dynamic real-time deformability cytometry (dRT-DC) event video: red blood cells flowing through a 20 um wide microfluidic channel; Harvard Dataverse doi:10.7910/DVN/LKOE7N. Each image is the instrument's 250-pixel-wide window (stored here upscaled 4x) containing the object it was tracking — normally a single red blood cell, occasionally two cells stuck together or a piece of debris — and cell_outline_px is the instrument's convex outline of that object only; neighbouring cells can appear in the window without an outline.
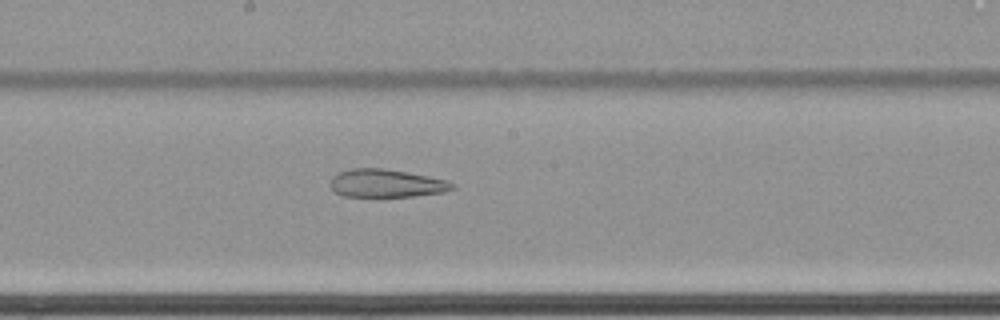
{"species": "common noctule bat (a hibernating species)", "species_latin": "Nyctalus noctula", "temperature_condition": "cold", "stored_images_in_passage": 47, "camera_frame_rate_fps": 3000, "um_per_image_px": 0.085, "animal": {"sex": "female", "body_mass_g": 22.7, "forearm_length_mm": 54.2}, "frame": {"image": 1, "passage_image": 24, "time_ms": 7.667, "image_size_px": [1000, 320], "cell_outline_px": [[456, 188], [444, 192], [412, 196], [344, 196], [336, 192], [328, 184], [332, 176], [340, 172], [352, 168], [384, 168], [428, 176], [448, 180], [456, 184]], "centroid_in_image_um": [32.85, 15.57], "position_along_channel_um": 215.3, "area_um2": 19.94}}
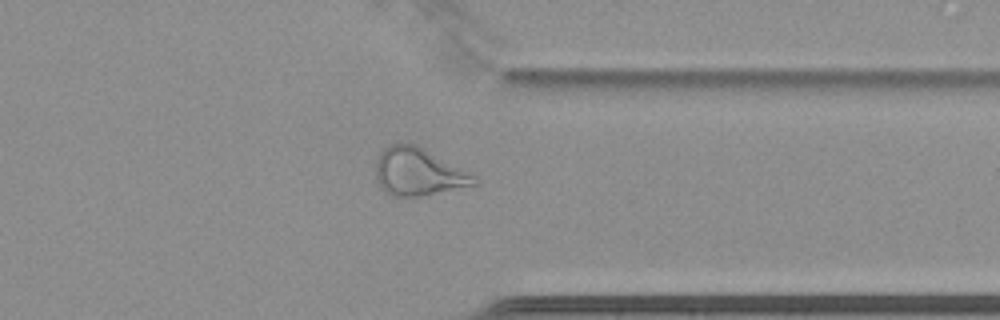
{"frame": {"image": 2, "passage_image": 38, "time_ms": 12.333, "image_size_px": [1000, 320], "cell_outline_px": [[480, 184], [420, 196], [392, 196], [376, 180], [376, 160], [380, 152], [384, 148], [392, 144], [416, 144], [476, 176]], "centroid_in_image_um": [35.57, 14.61], "position_along_channel_um": 375.8, "area_um2": 26.93}}
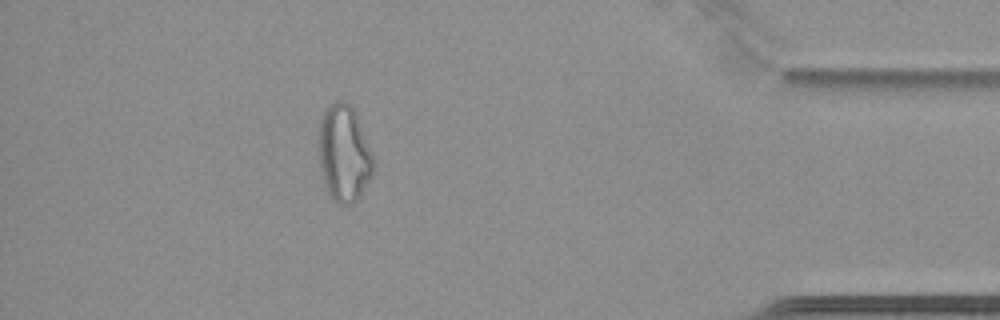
{"frame": {"image": 3, "passage_image": 44, "time_ms": 14.333, "image_size_px": [1000, 320], "cell_outline_px": [[376, 164], [372, 176], [360, 196], [352, 204], [340, 204], [332, 200], [324, 184], [320, 168], [320, 120], [328, 104], [336, 100], [344, 100], [352, 104], [356, 112], [372, 152]], "centroid_in_image_um": [29.27, 13.03], "position_along_channel_um": 405.9, "area_um2": 31.15}}